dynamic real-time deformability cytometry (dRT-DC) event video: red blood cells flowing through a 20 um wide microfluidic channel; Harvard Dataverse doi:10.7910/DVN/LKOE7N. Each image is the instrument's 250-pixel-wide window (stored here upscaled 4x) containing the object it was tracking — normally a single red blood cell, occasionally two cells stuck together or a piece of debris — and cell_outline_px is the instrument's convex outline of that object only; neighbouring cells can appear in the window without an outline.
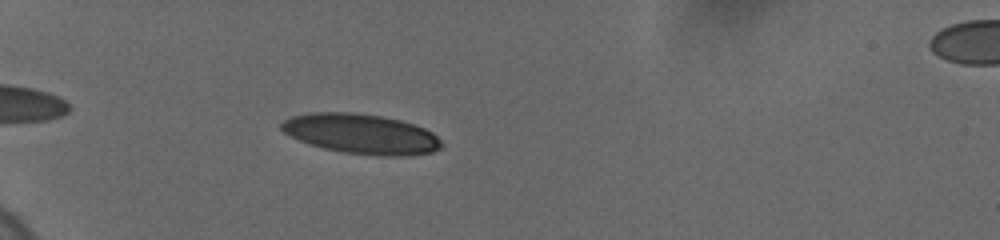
{"species": "human", "species_latin": "Homo sapiens", "temperature_condition": "cold", "stored_images_in_passage": 24, "camera_frame_rate_fps": 3000, "um_per_image_px": 0.085, "donor": {"sex": "female"}, "frame": {"image": 1, "passage_image": 4, "time_ms": 1.333, "image_size_px": [1000, 240], "cell_outline_px": [[444, 144], [440, 148], [432, 152], [408, 156], [376, 156], [344, 152], [324, 148], [308, 144], [284, 132], [280, 128], [280, 124], [284, 120], [292, 116], [308, 112], [352, 112], [380, 116], [400, 120], [416, 124], [432, 132]], "centroid_in_image_um": [30.71, 11.38], "position_along_channel_um": 54.3, "area_um2": 37.4}}
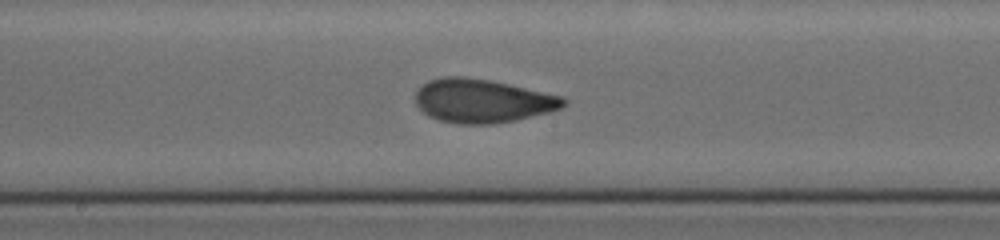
{"frame": {"image": 2, "passage_image": 15, "time_ms": 6.333, "image_size_px": [1000, 240], "cell_outline_px": [[568, 104], [560, 108], [548, 112], [516, 120], [492, 124], [456, 124], [440, 120], [428, 116], [416, 104], [416, 92], [428, 80], [444, 76], [464, 76], [488, 80], [508, 84], [564, 96], [568, 100]], "centroid_in_image_um": [41.02, 8.57], "position_along_channel_um": 207.2, "area_um2": 37.69}}
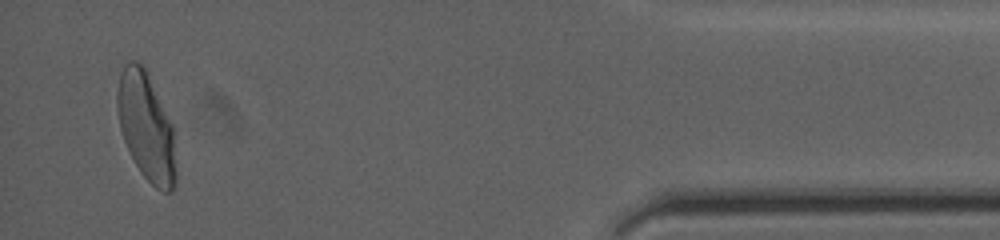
{"frame": {"image": 3, "passage_image": 24, "time_ms": 13.667, "image_size_px": [1000, 240], "cell_outline_px": [[176, 184], [172, 192], [164, 192], [156, 188], [140, 172], [124, 140], [120, 128], [116, 104], [116, 92], [120, 72], [124, 64], [128, 60], [136, 60], [144, 68], [172, 124], [176, 172]], "centroid_in_image_um": [12.41, 10.78], "position_along_channel_um": 422.8, "area_um2": 36.59}, "authors_computed_cell_mechanics": {"area_um2": 36.9053, "velocity_mm_per_s": 3.6565, "shape_relaxation_time_tau1_ms": 7.6523, "shape_relaxation_time_tau2_ms": null, "deformation_change_tau1": 0.1896, "deformation_change_tau2": null}}